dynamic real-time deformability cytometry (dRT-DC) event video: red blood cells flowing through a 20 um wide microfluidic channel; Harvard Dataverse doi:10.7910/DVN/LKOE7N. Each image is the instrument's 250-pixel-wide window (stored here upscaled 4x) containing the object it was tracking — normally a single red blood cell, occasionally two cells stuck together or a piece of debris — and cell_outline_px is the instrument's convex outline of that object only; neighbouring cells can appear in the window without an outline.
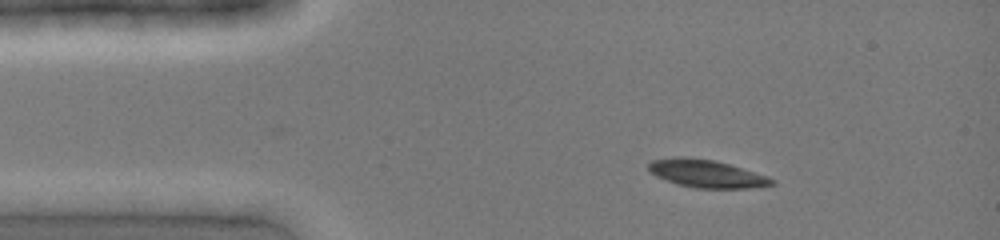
{"species": "common noctule bat (a hibernating species)", "species_latin": "Nyctalus noctula", "temperature_condition": "cold", "stored_images_in_passage": 6, "camera_frame_rate_fps": 3000, "um_per_image_px": 0.085, "animal": {"sex": "female", "body_mass_g": 19.0, "forearm_length_mm": 51.5}, "frame": {"image": 1, "passage_image": 1, "time_ms": 0.0, "image_size_px": [1000, 240], "cell_outline_px": [[776, 184], [752, 188], [692, 188], [676, 184], [656, 176], [648, 172], [648, 164], [652, 160], [676, 156], [684, 156], [716, 160], [768, 176], [776, 180]], "centroid_in_image_um": [60.04, 14.76], "position_along_channel_um": 25.0, "area_um2": 20.29}}